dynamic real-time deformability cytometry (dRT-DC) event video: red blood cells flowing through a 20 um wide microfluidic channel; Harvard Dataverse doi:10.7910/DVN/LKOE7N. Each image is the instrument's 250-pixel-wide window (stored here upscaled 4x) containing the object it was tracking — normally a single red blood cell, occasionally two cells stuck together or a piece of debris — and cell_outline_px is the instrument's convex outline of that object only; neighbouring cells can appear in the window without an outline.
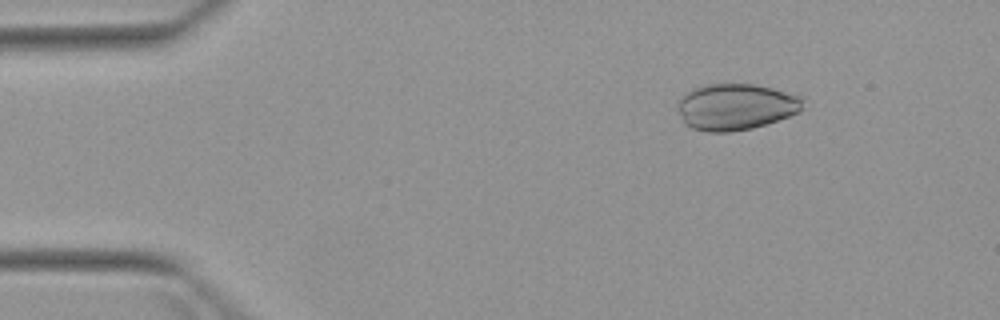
{"species": "Egyptian fruit bat (a non-hibernating species)", "species_latin": "Rousettus aegyptiacus", "temperature_condition": "warm", "stored_images_in_passage": 3, "camera_frame_rate_fps": 3000, "um_per_image_px": 0.085, "animal": {"sex": "female"}, "frame": {"image": 1, "passage_image": 2, "time_ms": 1.333, "image_size_px": [1000, 320], "cell_outline_px": [[804, 108], [800, 112], [752, 128], [732, 132], [708, 132], [692, 128], [684, 124], [676, 104], [692, 88], [704, 84], [752, 84], [772, 88], [804, 96]], "centroid_in_image_um": [62.56, 9.07], "position_along_channel_um": 22.4, "area_um2": 33.99}}